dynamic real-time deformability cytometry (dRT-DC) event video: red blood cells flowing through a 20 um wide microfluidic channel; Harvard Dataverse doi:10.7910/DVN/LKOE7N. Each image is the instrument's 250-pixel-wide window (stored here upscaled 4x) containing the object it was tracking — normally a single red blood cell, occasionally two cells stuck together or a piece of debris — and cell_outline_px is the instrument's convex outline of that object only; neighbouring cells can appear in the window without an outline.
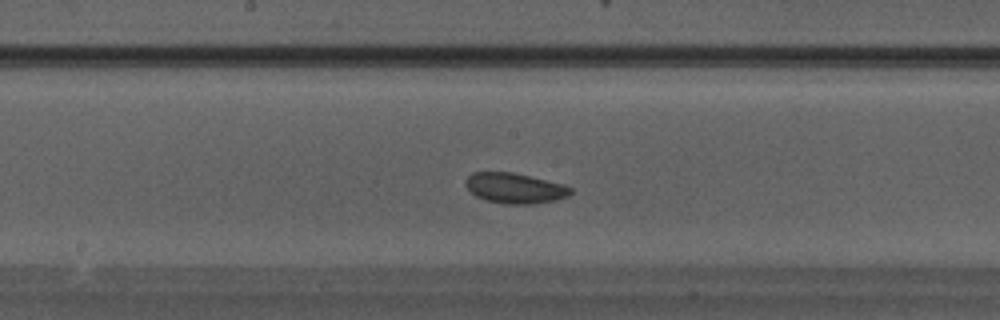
{"species": "Egyptian fruit bat (a non-hibernating species)", "species_latin": "Rousettus aegyptiacus", "temperature_condition": "warm", "stored_images_in_passage": 31, "camera_frame_rate_fps": 3000, "um_per_image_px": 0.085, "animal": {"sex": "male"}, "frame": {"image": 1, "passage_image": 14, "time_ms": 4.333, "image_size_px": [1000, 320], "cell_outline_px": [[572, 192], [568, 196], [556, 200], [532, 204], [504, 204], [488, 200], [476, 196], [464, 184], [464, 180], [472, 172], [512, 172], [564, 184], [572, 188]], "centroid_in_image_um": [43.76, 15.99], "position_along_channel_um": 204.4, "area_um2": 18.55}}
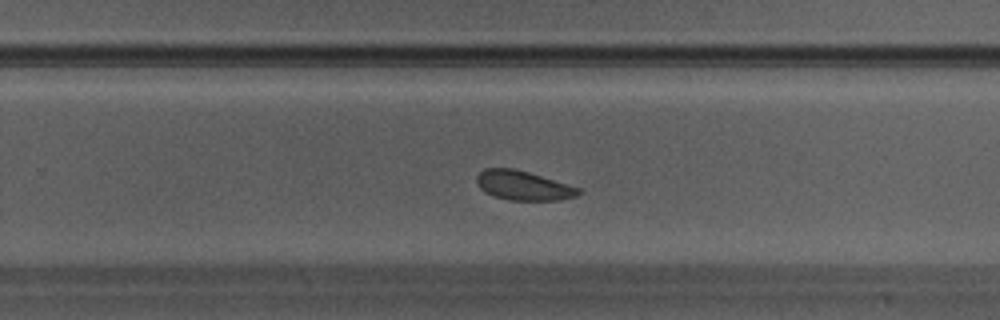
{"frame": {"image": 2, "passage_image": 18, "time_ms": 5.667, "image_size_px": [1000, 320], "cell_outline_px": [[580, 192], [576, 196], [560, 200], [508, 200], [484, 192], [476, 184], [476, 176], [484, 168], [512, 168], [528, 172], [580, 188]], "centroid_in_image_um": [44.43, 15.77], "position_along_channel_um": 285.4, "area_um2": 17.28}}